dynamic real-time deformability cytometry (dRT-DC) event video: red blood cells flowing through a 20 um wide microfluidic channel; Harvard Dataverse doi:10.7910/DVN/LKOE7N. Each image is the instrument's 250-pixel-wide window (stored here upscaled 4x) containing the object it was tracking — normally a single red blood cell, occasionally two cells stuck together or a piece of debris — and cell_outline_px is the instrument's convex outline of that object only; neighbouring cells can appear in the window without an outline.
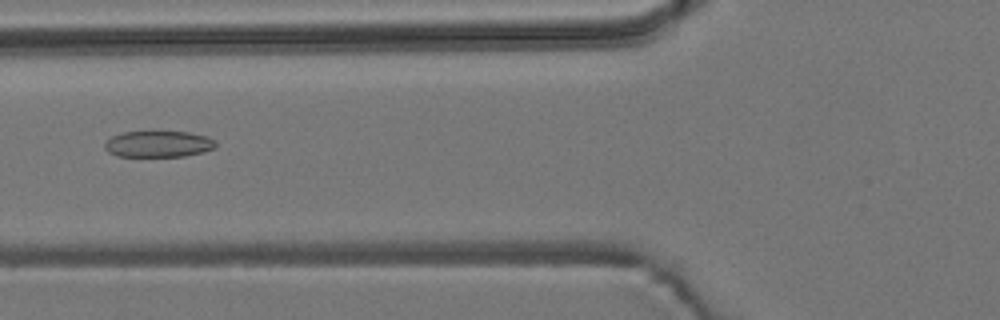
{"species": "common noctule bat (a hibernating species)", "species_latin": "Nyctalus noctula", "temperature_condition": "room temperature", "stored_images_in_passage": 5, "camera_frame_rate_fps": 3000, "um_per_image_px": 0.085, "animal": {"sex": "male", "body_mass_g": 19.2, "forearm_length_mm": 51.8}, "frame": {"image": 1, "passage_image": 5, "time_ms": 5.333, "image_size_px": [1000, 320], "cell_outline_px": [[216, 148], [204, 152], [184, 156], [116, 156], [108, 152], [104, 148], [104, 144], [112, 136], [124, 132], [188, 132], [208, 136], [216, 140]], "centroid_in_image_um": [13.5, 12.25], "position_along_channel_um": 112.3, "area_um2": 17.05}}